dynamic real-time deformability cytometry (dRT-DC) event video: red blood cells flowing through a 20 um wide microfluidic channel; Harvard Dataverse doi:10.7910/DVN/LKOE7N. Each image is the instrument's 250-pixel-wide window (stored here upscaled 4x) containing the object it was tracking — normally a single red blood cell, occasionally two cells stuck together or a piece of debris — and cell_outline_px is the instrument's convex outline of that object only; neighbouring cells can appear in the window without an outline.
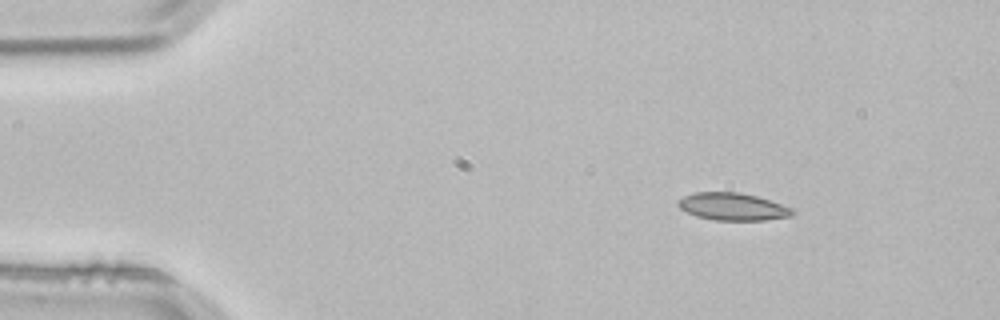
{"species": "common noctule bat (a hibernating species)", "species_latin": "Nyctalus noctula", "temperature_condition": "room temperature", "stored_images_in_passage": 3, "camera_frame_rate_fps": 3000, "um_per_image_px": 0.085, "animal": {"sex": "male", "body_mass_g": 21.5, "forearm_length_mm": 52.0}, "frame": {"image": 1, "passage_image": 1, "time_ms": 0.0, "image_size_px": [1000, 320], "cell_outline_px": [[796, 212], [792, 216], [764, 220], [716, 220], [696, 216], [680, 208], [676, 204], [676, 200], [692, 192], [740, 192], [756, 196], [792, 208]], "centroid_in_image_um": [62.25, 17.56], "position_along_channel_um": 22.8, "area_um2": 18.26}}
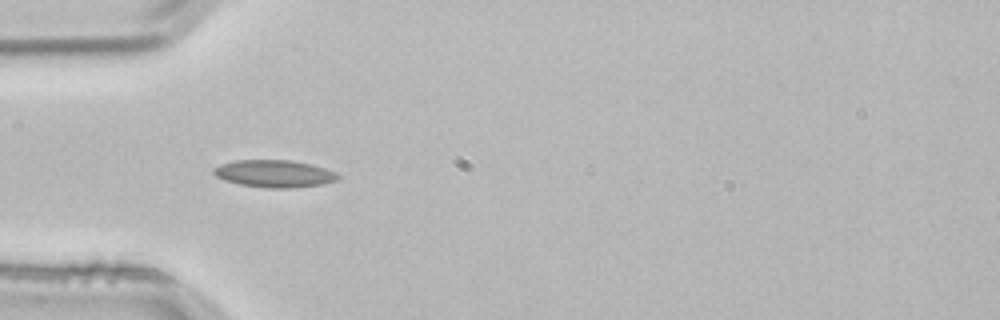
{"frame": {"image": 2, "passage_image": 3, "time_ms": 0.667, "image_size_px": [1000, 320], "cell_outline_px": [[340, 180], [320, 184], [292, 188], [268, 188], [240, 184], [224, 180], [216, 176], [212, 172], [212, 168], [220, 164], [236, 160], [292, 160], [312, 164], [336, 172], [340, 176]], "centroid_in_image_um": [23.32, 14.75], "position_along_channel_um": 61.7, "area_um2": 19.88}}